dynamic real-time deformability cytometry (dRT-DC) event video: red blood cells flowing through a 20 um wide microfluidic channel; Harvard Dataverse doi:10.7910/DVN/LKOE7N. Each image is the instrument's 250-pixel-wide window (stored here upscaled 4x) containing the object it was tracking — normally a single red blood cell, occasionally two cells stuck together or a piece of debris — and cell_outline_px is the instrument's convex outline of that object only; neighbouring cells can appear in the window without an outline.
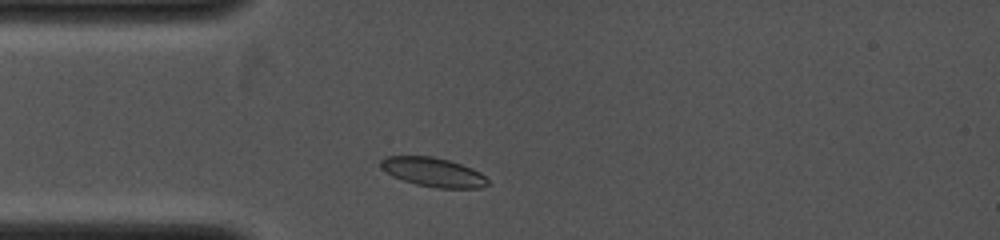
{"species": "common noctule bat (a hibernating species)", "species_latin": "Nyctalus noctula", "temperature_condition": "cold", "stored_images_in_passage": 5, "camera_frame_rate_fps": 4000, "um_per_image_px": 0.085, "animal": {"sex": "female", "body_mass_g": 19.0, "forearm_length_mm": 53.3}, "frame": {"image": 1, "passage_image": 2, "time_ms": 0.5, "image_size_px": [1000, 240], "cell_outline_px": [[488, 184], [480, 188], [436, 188], [416, 184], [392, 176], [380, 168], [380, 160], [388, 156], [432, 156], [448, 160], [472, 168], [480, 172], [488, 180]], "centroid_in_image_um": [36.8, 14.63], "position_along_channel_um": 48.2, "area_um2": 18.09}}
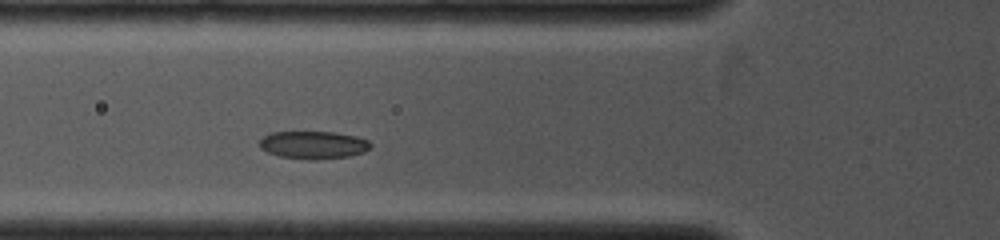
{"frame": {"image": 2, "passage_image": 5, "time_ms": 1.75, "image_size_px": [1000, 240], "cell_outline_px": [[372, 144], [364, 152], [348, 156], [312, 160], [280, 156], [268, 152], [260, 148], [260, 140], [264, 136], [272, 132], [332, 132], [356, 136], [368, 140]], "centroid_in_image_um": [26.64, 12.31], "position_along_channel_um": 99.2, "area_um2": 17.74}}